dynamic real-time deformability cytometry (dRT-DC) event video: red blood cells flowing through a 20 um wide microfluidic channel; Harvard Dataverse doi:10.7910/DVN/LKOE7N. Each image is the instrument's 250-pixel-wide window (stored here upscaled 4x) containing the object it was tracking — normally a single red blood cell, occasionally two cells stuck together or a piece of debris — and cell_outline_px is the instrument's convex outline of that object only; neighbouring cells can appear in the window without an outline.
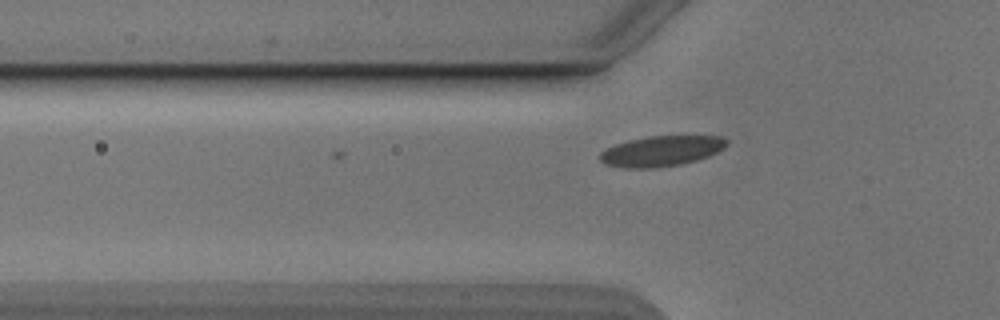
{"species": "Egyptian fruit bat (a non-hibernating species)", "species_latin": "Rousettus aegyptiacus", "temperature_condition": "cold", "stored_images_in_passage": 5, "camera_frame_rate_fps": 3000, "um_per_image_px": 0.085, "animal": {"sex": "male"}, "frame": {"image": 1, "passage_image": 5, "time_ms": 1.333, "image_size_px": [1000, 320], "cell_outline_px": [[728, 144], [724, 148], [708, 156], [684, 164], [656, 168], [624, 168], [604, 164], [600, 160], [600, 152], [604, 148], [628, 140], [648, 136], [720, 136], [728, 140]], "centroid_in_image_um": [56.19, 12.84], "position_along_channel_um": 69.6, "area_um2": 22.66}}